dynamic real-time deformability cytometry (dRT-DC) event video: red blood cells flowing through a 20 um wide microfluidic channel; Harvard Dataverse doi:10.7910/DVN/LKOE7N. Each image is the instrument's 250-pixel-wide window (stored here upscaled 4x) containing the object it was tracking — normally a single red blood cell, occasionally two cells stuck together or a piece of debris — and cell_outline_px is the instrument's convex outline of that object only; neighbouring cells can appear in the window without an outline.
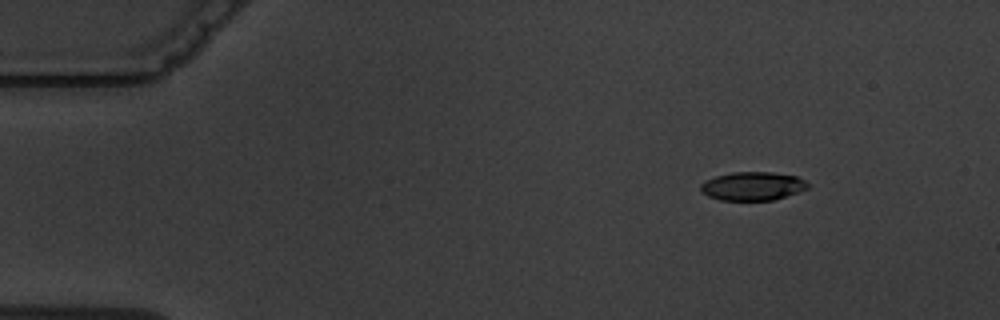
{"species": "common noctule bat (a hibernating species)", "species_latin": "Nyctalus noctula", "temperature_condition": "warm", "stored_images_in_passage": 5, "camera_frame_rate_fps": 3000, "um_per_image_px": 0.085, "animal": {"sex": "male", "body_mass_g": 19.5, "forearm_length_mm": 54.6}, "frame": {"image": 1, "passage_image": 2, "time_ms": 2.0, "image_size_px": [1000, 320], "cell_outline_px": [[808, 188], [772, 200], [720, 200], [708, 196], [700, 192], [700, 184], [704, 180], [716, 176], [732, 172], [772, 172], [796, 176], [804, 180], [808, 184]], "centroid_in_image_um": [63.91, 15.81], "position_along_channel_um": 21.1, "area_um2": 17.74}}